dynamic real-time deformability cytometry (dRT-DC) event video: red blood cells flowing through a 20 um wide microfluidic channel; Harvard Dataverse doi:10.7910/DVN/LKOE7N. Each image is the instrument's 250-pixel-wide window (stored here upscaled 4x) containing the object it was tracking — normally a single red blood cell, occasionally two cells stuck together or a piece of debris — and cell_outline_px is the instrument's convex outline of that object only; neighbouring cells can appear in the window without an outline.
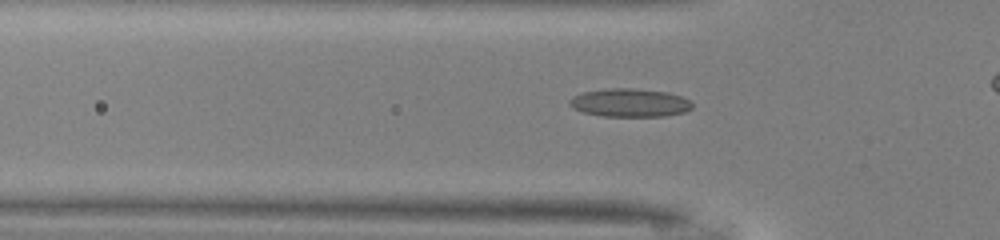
{"species": "common noctule bat (a hibernating species)", "species_latin": "Nyctalus noctula", "temperature_condition": "warm", "stored_images_in_passage": 32, "camera_frame_rate_fps": 3000, "um_per_image_px": 0.085, "animal": {"sex": "male", "body_mass_g": 13.0, "forearm_length_mm": 53.1}, "frame": {"image": 1, "passage_image": 8, "time_ms": 2.333, "image_size_px": [1000, 240], "cell_outline_px": [[692, 108], [684, 112], [664, 116], [600, 116], [584, 112], [572, 108], [568, 104], [568, 100], [572, 96], [584, 92], [612, 88], [632, 88], [668, 92], [692, 100]], "centroid_in_image_um": [53.53, 8.73], "position_along_channel_um": 72.3, "area_um2": 20.29}}
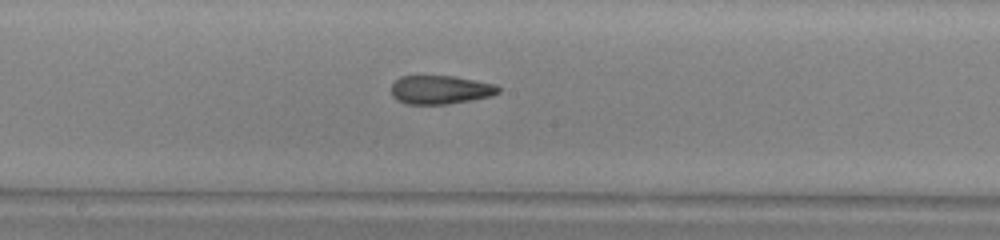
{"frame": {"image": 2, "passage_image": 18, "time_ms": 5.667, "image_size_px": [1000, 240], "cell_outline_px": [[500, 92], [492, 96], [444, 104], [404, 104], [396, 100], [392, 96], [392, 84], [400, 76], [456, 76], [496, 84], [500, 88]], "centroid_in_image_um": [37.43, 7.62], "position_along_channel_um": 210.8, "area_um2": 17.92}}
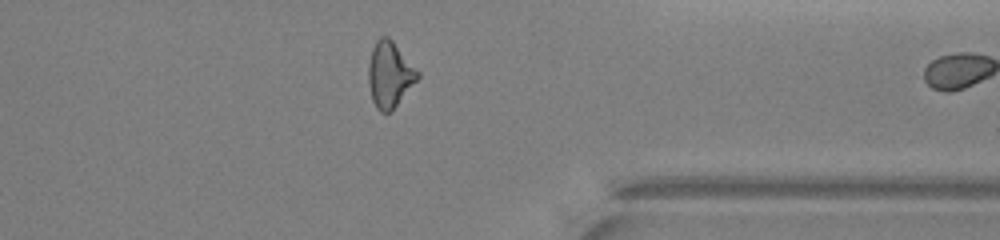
{"frame": {"image": 3, "passage_image": 31, "time_ms": 10.0, "image_size_px": [1000, 240], "cell_outline_px": [[420, 76], [392, 112], [380, 112], [376, 108], [372, 100], [368, 84], [368, 64], [372, 48], [376, 40], [380, 36], [388, 36], [392, 40], [420, 72]], "centroid_in_image_um": [33.11, 6.34], "position_along_channel_um": 378.3, "area_um2": 19.07}}